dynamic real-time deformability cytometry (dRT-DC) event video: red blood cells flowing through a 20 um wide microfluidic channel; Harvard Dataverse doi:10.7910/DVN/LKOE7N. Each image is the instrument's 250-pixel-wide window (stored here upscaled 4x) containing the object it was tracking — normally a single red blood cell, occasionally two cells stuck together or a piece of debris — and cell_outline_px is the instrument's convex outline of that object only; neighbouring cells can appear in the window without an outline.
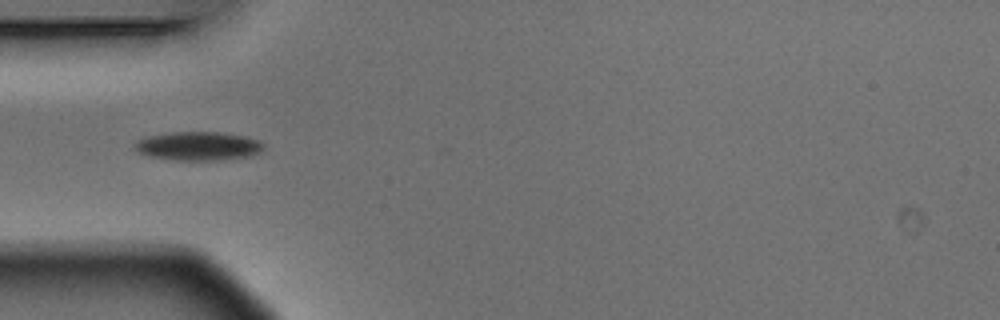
{"species": "Egyptian fruit bat (a non-hibernating species)", "species_latin": "Rousettus aegyptiacus", "temperature_condition": "warm", "stored_images_in_passage": 5, "camera_frame_rate_fps": 3000, "um_per_image_px": 0.085, "animal": {"sex": "male"}, "frame": {"image": 1, "passage_image": 1, "time_ms": 0.0, "image_size_px": [1000, 320], "cell_outline_px": [[264, 148], [260, 152], [248, 156], [216, 160], [172, 160], [144, 156], [132, 148], [136, 140], [144, 136], [172, 132], [220, 132], [248, 136], [260, 140], [264, 144]], "centroid_in_image_um": [16.79, 12.41], "position_along_channel_um": 68.2, "area_um2": 22.02}}
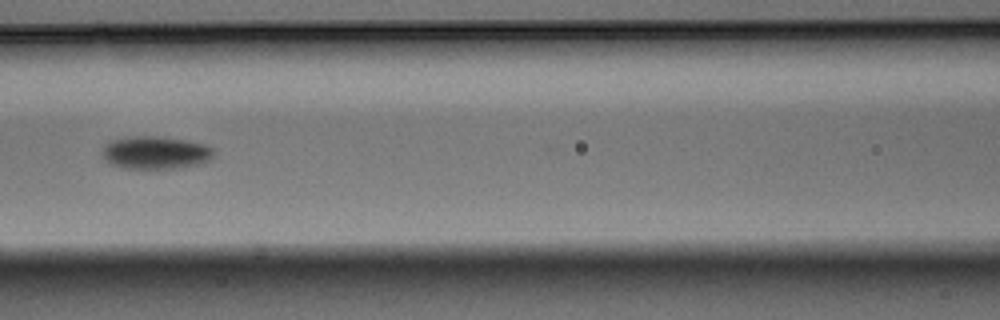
{"frame": {"image": 2, "passage_image": 3, "time_ms": 0.667, "image_size_px": [1000, 320], "cell_outline_px": [[212, 156], [204, 164], [180, 168], [124, 168], [108, 164], [100, 152], [112, 140], [132, 136], [160, 136], [188, 140], [204, 144], [212, 148]], "centroid_in_image_um": [13.22, 12.98], "position_along_channel_um": 153.4, "area_um2": 21.44}}
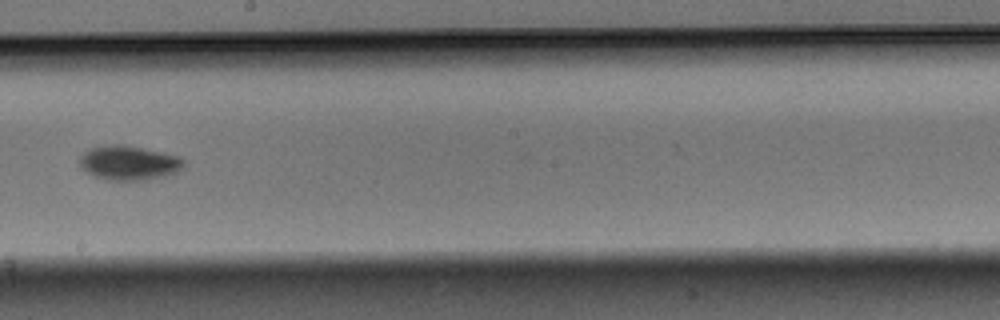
{"frame": {"image": 3, "passage_image": 5, "time_ms": 1.333, "image_size_px": [1000, 320], "cell_outline_px": [[184, 168], [180, 172], [164, 176], [144, 180], [108, 180], [96, 176], [88, 172], [80, 164], [80, 156], [88, 148], [108, 144], [124, 144], [164, 152], [180, 156], [184, 160]], "centroid_in_image_um": [11.01, 13.82], "position_along_channel_um": 237.2, "area_um2": 21.1}}